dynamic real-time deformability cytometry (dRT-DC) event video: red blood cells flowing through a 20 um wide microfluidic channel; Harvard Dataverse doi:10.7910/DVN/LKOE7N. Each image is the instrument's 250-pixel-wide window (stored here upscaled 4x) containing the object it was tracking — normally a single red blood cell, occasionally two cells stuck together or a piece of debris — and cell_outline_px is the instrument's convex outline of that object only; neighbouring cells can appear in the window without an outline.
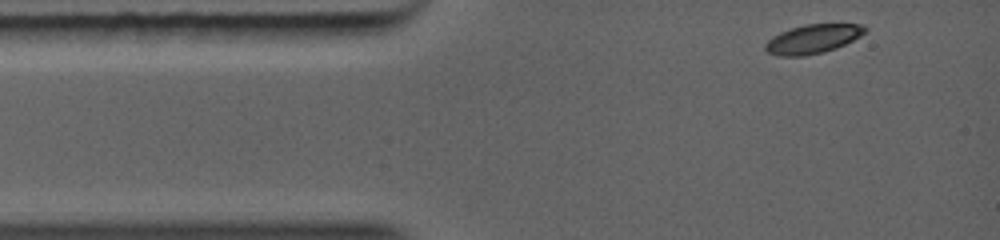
{"species": "common noctule bat (a hibernating species)", "species_latin": "Nyctalus noctula", "temperature_condition": "warm", "stored_images_in_passage": 49, "camera_frame_rate_fps": 5000, "um_per_image_px": 0.085, "animal": {"sex": "female", "body_mass_g": 19.0, "forearm_length_mm": 56.7}, "frame": {"image": 1, "passage_image": 1, "time_ms": 0.0, "image_size_px": [1000, 240], "cell_outline_px": [[868, 28], [860, 36], [844, 44], [820, 52], [804, 56], [780, 56], [768, 52], [764, 48], [764, 44], [772, 36], [780, 32], [804, 24], [864, 24]], "centroid_in_image_um": [69.06, 3.29], "position_along_channel_um": 15.9, "area_um2": 16.59}}
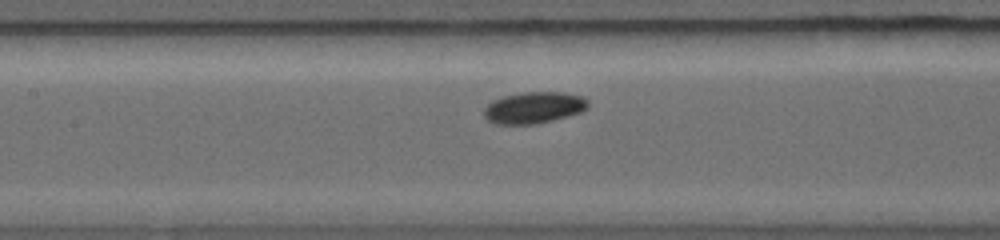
{"frame": {"image": 2, "passage_image": 20, "time_ms": 4.0, "image_size_px": [1000, 240], "cell_outline_px": [[588, 104], [580, 112], [552, 120], [536, 124], [492, 124], [484, 116], [484, 108], [492, 100], [504, 96], [524, 92], [564, 92], [584, 96], [588, 100]], "centroid_in_image_um": [45.35, 9.14], "position_along_channel_um": 162.1, "area_um2": 19.07}}
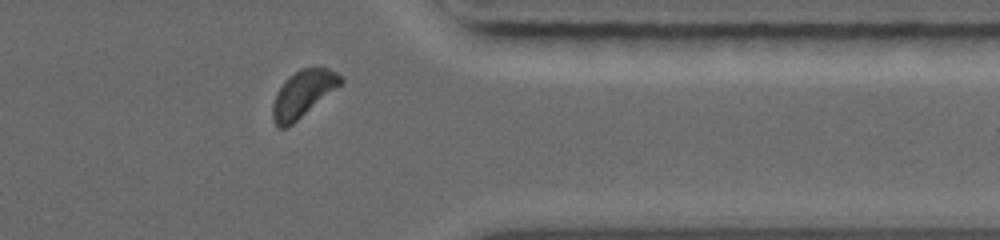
{"frame": {"image": 3, "passage_image": 43, "time_ms": 8.8, "image_size_px": [1000, 240], "cell_outline_px": [[344, 80], [340, 84], [292, 124], [284, 128], [276, 128], [272, 116], [272, 104], [276, 92], [284, 80], [300, 68], [328, 68], [344, 76]], "centroid_in_image_um": [25.71, 7.96], "position_along_channel_um": 385.7, "area_um2": 18.21}}